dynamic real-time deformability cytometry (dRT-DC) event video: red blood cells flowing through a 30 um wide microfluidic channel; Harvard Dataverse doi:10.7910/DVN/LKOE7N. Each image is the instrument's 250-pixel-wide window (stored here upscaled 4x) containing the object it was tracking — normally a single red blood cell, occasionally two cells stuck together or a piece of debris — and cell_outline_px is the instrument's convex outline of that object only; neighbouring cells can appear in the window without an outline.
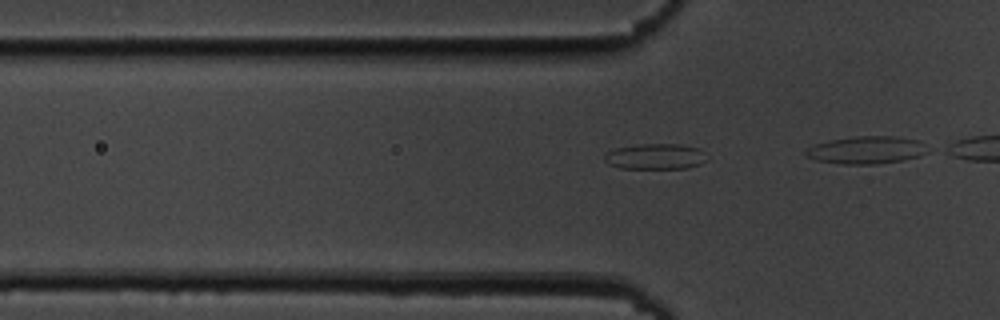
{"species": "common noctule bat (a hibernating species)", "species_latin": "Nyctalus noctula", "temperature_condition": "cold", "stored_images_in_passage": 15, "camera_frame_rate_fps": 3000, "um_per_image_px": 0.085, "animal": {"sex": "male", "body_mass_g": 19.5, "forearm_length_mm": 54.6}, "frame": {"image": 1, "passage_image": 13, "time_ms": 4.0, "image_size_px": [1000, 320], "cell_outline_px": [[708, 160], [700, 164], [688, 168], [620, 168], [608, 164], [604, 160], [604, 156], [608, 152], [616, 148], [640, 144], [680, 144], [700, 148], [704, 152]], "centroid_in_image_um": [55.75, 13.3], "position_along_channel_um": 70.1, "area_um2": 15.37}}